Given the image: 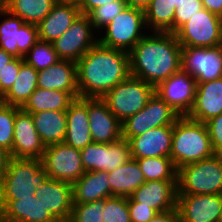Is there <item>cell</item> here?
Returning a JSON list of instances; mask_svg holds the SVG:
<instances>
[{"mask_svg": "<svg viewBox=\"0 0 222 222\" xmlns=\"http://www.w3.org/2000/svg\"><path fill=\"white\" fill-rule=\"evenodd\" d=\"M45 146L62 143L66 136V110L30 113Z\"/></svg>", "mask_w": 222, "mask_h": 222, "instance_id": "f1b7e54d", "label": "cell"}, {"mask_svg": "<svg viewBox=\"0 0 222 222\" xmlns=\"http://www.w3.org/2000/svg\"><path fill=\"white\" fill-rule=\"evenodd\" d=\"M74 100L69 92L37 88L21 109L27 113L67 110Z\"/></svg>", "mask_w": 222, "mask_h": 222, "instance_id": "f546056e", "label": "cell"}, {"mask_svg": "<svg viewBox=\"0 0 222 222\" xmlns=\"http://www.w3.org/2000/svg\"><path fill=\"white\" fill-rule=\"evenodd\" d=\"M155 94V87L129 76L111 89L102 100L109 110L121 121L142 110Z\"/></svg>", "mask_w": 222, "mask_h": 222, "instance_id": "52a82bcc", "label": "cell"}, {"mask_svg": "<svg viewBox=\"0 0 222 222\" xmlns=\"http://www.w3.org/2000/svg\"><path fill=\"white\" fill-rule=\"evenodd\" d=\"M38 88L69 92L79 98L76 62L59 60L56 64L38 72Z\"/></svg>", "mask_w": 222, "mask_h": 222, "instance_id": "d4e9b609", "label": "cell"}, {"mask_svg": "<svg viewBox=\"0 0 222 222\" xmlns=\"http://www.w3.org/2000/svg\"><path fill=\"white\" fill-rule=\"evenodd\" d=\"M20 107L0 104V148L6 150L12 158V144L16 113Z\"/></svg>", "mask_w": 222, "mask_h": 222, "instance_id": "d590c367", "label": "cell"}, {"mask_svg": "<svg viewBox=\"0 0 222 222\" xmlns=\"http://www.w3.org/2000/svg\"><path fill=\"white\" fill-rule=\"evenodd\" d=\"M57 2L58 0H6L3 5L25 23L38 25Z\"/></svg>", "mask_w": 222, "mask_h": 222, "instance_id": "d6a6232c", "label": "cell"}, {"mask_svg": "<svg viewBox=\"0 0 222 222\" xmlns=\"http://www.w3.org/2000/svg\"><path fill=\"white\" fill-rule=\"evenodd\" d=\"M60 222H72V221H70V220H64V221H60Z\"/></svg>", "mask_w": 222, "mask_h": 222, "instance_id": "db71d44e", "label": "cell"}, {"mask_svg": "<svg viewBox=\"0 0 222 222\" xmlns=\"http://www.w3.org/2000/svg\"><path fill=\"white\" fill-rule=\"evenodd\" d=\"M23 59L38 72L47 69L60 60L53 44L41 40L28 51Z\"/></svg>", "mask_w": 222, "mask_h": 222, "instance_id": "e575fe53", "label": "cell"}, {"mask_svg": "<svg viewBox=\"0 0 222 222\" xmlns=\"http://www.w3.org/2000/svg\"><path fill=\"white\" fill-rule=\"evenodd\" d=\"M41 161L50 179L73 184L85 173L80 150L64 142L46 146Z\"/></svg>", "mask_w": 222, "mask_h": 222, "instance_id": "30bf717a", "label": "cell"}, {"mask_svg": "<svg viewBox=\"0 0 222 222\" xmlns=\"http://www.w3.org/2000/svg\"><path fill=\"white\" fill-rule=\"evenodd\" d=\"M40 159L10 158L0 184V200H18L35 195L47 179Z\"/></svg>", "mask_w": 222, "mask_h": 222, "instance_id": "277c9868", "label": "cell"}, {"mask_svg": "<svg viewBox=\"0 0 222 222\" xmlns=\"http://www.w3.org/2000/svg\"><path fill=\"white\" fill-rule=\"evenodd\" d=\"M181 70L204 83L222 77V45L182 47Z\"/></svg>", "mask_w": 222, "mask_h": 222, "instance_id": "4fadbf2b", "label": "cell"}, {"mask_svg": "<svg viewBox=\"0 0 222 222\" xmlns=\"http://www.w3.org/2000/svg\"><path fill=\"white\" fill-rule=\"evenodd\" d=\"M24 59L14 58L1 72H0V95L3 97L9 89L13 86L21 64Z\"/></svg>", "mask_w": 222, "mask_h": 222, "instance_id": "60d3db41", "label": "cell"}, {"mask_svg": "<svg viewBox=\"0 0 222 222\" xmlns=\"http://www.w3.org/2000/svg\"><path fill=\"white\" fill-rule=\"evenodd\" d=\"M127 6L144 10L151 0H124Z\"/></svg>", "mask_w": 222, "mask_h": 222, "instance_id": "c3c4849f", "label": "cell"}, {"mask_svg": "<svg viewBox=\"0 0 222 222\" xmlns=\"http://www.w3.org/2000/svg\"><path fill=\"white\" fill-rule=\"evenodd\" d=\"M80 152L85 172H109L131 159L129 142L124 138L112 143L93 142L86 145Z\"/></svg>", "mask_w": 222, "mask_h": 222, "instance_id": "5bb4252c", "label": "cell"}, {"mask_svg": "<svg viewBox=\"0 0 222 222\" xmlns=\"http://www.w3.org/2000/svg\"><path fill=\"white\" fill-rule=\"evenodd\" d=\"M97 43L98 35L89 16L80 14L69 29L52 44L60 60H69L77 63Z\"/></svg>", "mask_w": 222, "mask_h": 222, "instance_id": "8fae6325", "label": "cell"}, {"mask_svg": "<svg viewBox=\"0 0 222 222\" xmlns=\"http://www.w3.org/2000/svg\"><path fill=\"white\" fill-rule=\"evenodd\" d=\"M215 154L222 155V113L205 123Z\"/></svg>", "mask_w": 222, "mask_h": 222, "instance_id": "b9f144b4", "label": "cell"}, {"mask_svg": "<svg viewBox=\"0 0 222 222\" xmlns=\"http://www.w3.org/2000/svg\"><path fill=\"white\" fill-rule=\"evenodd\" d=\"M173 125L155 127L128 140L132 159L170 157Z\"/></svg>", "mask_w": 222, "mask_h": 222, "instance_id": "ffe728a7", "label": "cell"}, {"mask_svg": "<svg viewBox=\"0 0 222 222\" xmlns=\"http://www.w3.org/2000/svg\"><path fill=\"white\" fill-rule=\"evenodd\" d=\"M0 222H23V221L19 219L7 217L0 212Z\"/></svg>", "mask_w": 222, "mask_h": 222, "instance_id": "f907efd6", "label": "cell"}, {"mask_svg": "<svg viewBox=\"0 0 222 222\" xmlns=\"http://www.w3.org/2000/svg\"><path fill=\"white\" fill-rule=\"evenodd\" d=\"M203 8L207 9L209 12L217 14L220 16L222 14V0H201Z\"/></svg>", "mask_w": 222, "mask_h": 222, "instance_id": "bcb514c9", "label": "cell"}, {"mask_svg": "<svg viewBox=\"0 0 222 222\" xmlns=\"http://www.w3.org/2000/svg\"><path fill=\"white\" fill-rule=\"evenodd\" d=\"M2 103V96L0 95V104Z\"/></svg>", "mask_w": 222, "mask_h": 222, "instance_id": "11a10c76", "label": "cell"}, {"mask_svg": "<svg viewBox=\"0 0 222 222\" xmlns=\"http://www.w3.org/2000/svg\"><path fill=\"white\" fill-rule=\"evenodd\" d=\"M80 14L77 3L58 1L37 25L39 40L53 43L69 29Z\"/></svg>", "mask_w": 222, "mask_h": 222, "instance_id": "cb8c5ba5", "label": "cell"}, {"mask_svg": "<svg viewBox=\"0 0 222 222\" xmlns=\"http://www.w3.org/2000/svg\"><path fill=\"white\" fill-rule=\"evenodd\" d=\"M103 222H131L128 197L105 198Z\"/></svg>", "mask_w": 222, "mask_h": 222, "instance_id": "f35d334b", "label": "cell"}, {"mask_svg": "<svg viewBox=\"0 0 222 222\" xmlns=\"http://www.w3.org/2000/svg\"><path fill=\"white\" fill-rule=\"evenodd\" d=\"M131 222H149L158 212L151 207L141 205L128 197Z\"/></svg>", "mask_w": 222, "mask_h": 222, "instance_id": "7bdbcfd3", "label": "cell"}, {"mask_svg": "<svg viewBox=\"0 0 222 222\" xmlns=\"http://www.w3.org/2000/svg\"><path fill=\"white\" fill-rule=\"evenodd\" d=\"M130 51V76L156 87L181 70L182 46L175 34L150 32Z\"/></svg>", "mask_w": 222, "mask_h": 222, "instance_id": "7a4b0ae2", "label": "cell"}, {"mask_svg": "<svg viewBox=\"0 0 222 222\" xmlns=\"http://www.w3.org/2000/svg\"><path fill=\"white\" fill-rule=\"evenodd\" d=\"M146 181L177 180L178 169L171 157L135 159Z\"/></svg>", "mask_w": 222, "mask_h": 222, "instance_id": "836d02e7", "label": "cell"}, {"mask_svg": "<svg viewBox=\"0 0 222 222\" xmlns=\"http://www.w3.org/2000/svg\"><path fill=\"white\" fill-rule=\"evenodd\" d=\"M201 9H203L201 0H177L174 14V33Z\"/></svg>", "mask_w": 222, "mask_h": 222, "instance_id": "ab89813d", "label": "cell"}, {"mask_svg": "<svg viewBox=\"0 0 222 222\" xmlns=\"http://www.w3.org/2000/svg\"><path fill=\"white\" fill-rule=\"evenodd\" d=\"M4 7L3 2L0 0V10ZM1 18V16H0Z\"/></svg>", "mask_w": 222, "mask_h": 222, "instance_id": "f5cc1de1", "label": "cell"}, {"mask_svg": "<svg viewBox=\"0 0 222 222\" xmlns=\"http://www.w3.org/2000/svg\"><path fill=\"white\" fill-rule=\"evenodd\" d=\"M222 113V77L197 83L195 101L188 118L206 123Z\"/></svg>", "mask_w": 222, "mask_h": 222, "instance_id": "7402d4cb", "label": "cell"}, {"mask_svg": "<svg viewBox=\"0 0 222 222\" xmlns=\"http://www.w3.org/2000/svg\"><path fill=\"white\" fill-rule=\"evenodd\" d=\"M130 197L158 213L176 209L177 180L145 181Z\"/></svg>", "mask_w": 222, "mask_h": 222, "instance_id": "44dd1931", "label": "cell"}, {"mask_svg": "<svg viewBox=\"0 0 222 222\" xmlns=\"http://www.w3.org/2000/svg\"><path fill=\"white\" fill-rule=\"evenodd\" d=\"M114 1H124V0H79L77 3L81 14L88 15L92 10L102 5L112 3Z\"/></svg>", "mask_w": 222, "mask_h": 222, "instance_id": "ee69618b", "label": "cell"}, {"mask_svg": "<svg viewBox=\"0 0 222 222\" xmlns=\"http://www.w3.org/2000/svg\"><path fill=\"white\" fill-rule=\"evenodd\" d=\"M177 0H151L144 9L148 33L170 32L174 34V14Z\"/></svg>", "mask_w": 222, "mask_h": 222, "instance_id": "1f68e13d", "label": "cell"}, {"mask_svg": "<svg viewBox=\"0 0 222 222\" xmlns=\"http://www.w3.org/2000/svg\"><path fill=\"white\" fill-rule=\"evenodd\" d=\"M0 48L14 58L23 59L28 51L39 41L38 27L25 23L4 7L0 10Z\"/></svg>", "mask_w": 222, "mask_h": 222, "instance_id": "9c48e42d", "label": "cell"}, {"mask_svg": "<svg viewBox=\"0 0 222 222\" xmlns=\"http://www.w3.org/2000/svg\"><path fill=\"white\" fill-rule=\"evenodd\" d=\"M174 34L182 47H216L222 45V20L203 8Z\"/></svg>", "mask_w": 222, "mask_h": 222, "instance_id": "ba28073f", "label": "cell"}, {"mask_svg": "<svg viewBox=\"0 0 222 222\" xmlns=\"http://www.w3.org/2000/svg\"><path fill=\"white\" fill-rule=\"evenodd\" d=\"M177 194H222V155L179 168Z\"/></svg>", "mask_w": 222, "mask_h": 222, "instance_id": "5b68a950", "label": "cell"}, {"mask_svg": "<svg viewBox=\"0 0 222 222\" xmlns=\"http://www.w3.org/2000/svg\"><path fill=\"white\" fill-rule=\"evenodd\" d=\"M10 158V154L6 150L0 148V184L7 170V164Z\"/></svg>", "mask_w": 222, "mask_h": 222, "instance_id": "7dc6e473", "label": "cell"}, {"mask_svg": "<svg viewBox=\"0 0 222 222\" xmlns=\"http://www.w3.org/2000/svg\"><path fill=\"white\" fill-rule=\"evenodd\" d=\"M145 28L144 10L126 6L99 32L102 34L98 37V43L107 48L129 52L146 35Z\"/></svg>", "mask_w": 222, "mask_h": 222, "instance_id": "8992f818", "label": "cell"}, {"mask_svg": "<svg viewBox=\"0 0 222 222\" xmlns=\"http://www.w3.org/2000/svg\"><path fill=\"white\" fill-rule=\"evenodd\" d=\"M196 85L194 77L180 70L159 83L155 94L179 116H187L195 101Z\"/></svg>", "mask_w": 222, "mask_h": 222, "instance_id": "9a60e30c", "label": "cell"}, {"mask_svg": "<svg viewBox=\"0 0 222 222\" xmlns=\"http://www.w3.org/2000/svg\"><path fill=\"white\" fill-rule=\"evenodd\" d=\"M126 6L124 1H114L92 10L88 16L96 33L99 34Z\"/></svg>", "mask_w": 222, "mask_h": 222, "instance_id": "8d00e7d4", "label": "cell"}, {"mask_svg": "<svg viewBox=\"0 0 222 222\" xmlns=\"http://www.w3.org/2000/svg\"><path fill=\"white\" fill-rule=\"evenodd\" d=\"M0 212L23 222H58L35 195L18 200H0Z\"/></svg>", "mask_w": 222, "mask_h": 222, "instance_id": "4316f807", "label": "cell"}, {"mask_svg": "<svg viewBox=\"0 0 222 222\" xmlns=\"http://www.w3.org/2000/svg\"><path fill=\"white\" fill-rule=\"evenodd\" d=\"M180 222H222V194H177Z\"/></svg>", "mask_w": 222, "mask_h": 222, "instance_id": "2e32d148", "label": "cell"}, {"mask_svg": "<svg viewBox=\"0 0 222 222\" xmlns=\"http://www.w3.org/2000/svg\"><path fill=\"white\" fill-rule=\"evenodd\" d=\"M35 197L58 222L70 219L73 208L72 184L47 178L37 186Z\"/></svg>", "mask_w": 222, "mask_h": 222, "instance_id": "ac0fdd59", "label": "cell"}, {"mask_svg": "<svg viewBox=\"0 0 222 222\" xmlns=\"http://www.w3.org/2000/svg\"><path fill=\"white\" fill-rule=\"evenodd\" d=\"M14 59L11 54H8L0 48V72Z\"/></svg>", "mask_w": 222, "mask_h": 222, "instance_id": "681fc988", "label": "cell"}, {"mask_svg": "<svg viewBox=\"0 0 222 222\" xmlns=\"http://www.w3.org/2000/svg\"><path fill=\"white\" fill-rule=\"evenodd\" d=\"M104 199L89 203H73L70 221L103 222Z\"/></svg>", "mask_w": 222, "mask_h": 222, "instance_id": "74e56055", "label": "cell"}, {"mask_svg": "<svg viewBox=\"0 0 222 222\" xmlns=\"http://www.w3.org/2000/svg\"><path fill=\"white\" fill-rule=\"evenodd\" d=\"M215 153L205 123L180 116L173 125L170 157L177 169Z\"/></svg>", "mask_w": 222, "mask_h": 222, "instance_id": "3957f363", "label": "cell"}, {"mask_svg": "<svg viewBox=\"0 0 222 222\" xmlns=\"http://www.w3.org/2000/svg\"><path fill=\"white\" fill-rule=\"evenodd\" d=\"M37 88L38 71L24 61L13 86L2 97V102L21 108Z\"/></svg>", "mask_w": 222, "mask_h": 222, "instance_id": "4dcf8cb0", "label": "cell"}, {"mask_svg": "<svg viewBox=\"0 0 222 222\" xmlns=\"http://www.w3.org/2000/svg\"><path fill=\"white\" fill-rule=\"evenodd\" d=\"M73 203H89L111 197L108 172L86 171L72 184Z\"/></svg>", "mask_w": 222, "mask_h": 222, "instance_id": "484cf974", "label": "cell"}, {"mask_svg": "<svg viewBox=\"0 0 222 222\" xmlns=\"http://www.w3.org/2000/svg\"><path fill=\"white\" fill-rule=\"evenodd\" d=\"M180 116L156 94L138 113L122 122V138L129 140L144 132L167 125H174Z\"/></svg>", "mask_w": 222, "mask_h": 222, "instance_id": "7c38bea8", "label": "cell"}, {"mask_svg": "<svg viewBox=\"0 0 222 222\" xmlns=\"http://www.w3.org/2000/svg\"><path fill=\"white\" fill-rule=\"evenodd\" d=\"M111 197H130L146 180L138 162L130 159L125 164L108 172Z\"/></svg>", "mask_w": 222, "mask_h": 222, "instance_id": "83f0119b", "label": "cell"}, {"mask_svg": "<svg viewBox=\"0 0 222 222\" xmlns=\"http://www.w3.org/2000/svg\"><path fill=\"white\" fill-rule=\"evenodd\" d=\"M149 222H180L178 209L157 213Z\"/></svg>", "mask_w": 222, "mask_h": 222, "instance_id": "f6af8a7d", "label": "cell"}, {"mask_svg": "<svg viewBox=\"0 0 222 222\" xmlns=\"http://www.w3.org/2000/svg\"><path fill=\"white\" fill-rule=\"evenodd\" d=\"M88 119L94 143H112L122 138V122L98 98H88Z\"/></svg>", "mask_w": 222, "mask_h": 222, "instance_id": "d6986e66", "label": "cell"}, {"mask_svg": "<svg viewBox=\"0 0 222 222\" xmlns=\"http://www.w3.org/2000/svg\"><path fill=\"white\" fill-rule=\"evenodd\" d=\"M46 149L38 135L32 115L20 109L16 113L12 144V158L40 159Z\"/></svg>", "mask_w": 222, "mask_h": 222, "instance_id": "e0dca14e", "label": "cell"}, {"mask_svg": "<svg viewBox=\"0 0 222 222\" xmlns=\"http://www.w3.org/2000/svg\"><path fill=\"white\" fill-rule=\"evenodd\" d=\"M64 143L79 150L93 143L88 119V98L75 99L66 110Z\"/></svg>", "mask_w": 222, "mask_h": 222, "instance_id": "603a6c76", "label": "cell"}, {"mask_svg": "<svg viewBox=\"0 0 222 222\" xmlns=\"http://www.w3.org/2000/svg\"><path fill=\"white\" fill-rule=\"evenodd\" d=\"M58 1H61V2H74V3H78L79 0H58Z\"/></svg>", "mask_w": 222, "mask_h": 222, "instance_id": "816d5d0a", "label": "cell"}, {"mask_svg": "<svg viewBox=\"0 0 222 222\" xmlns=\"http://www.w3.org/2000/svg\"><path fill=\"white\" fill-rule=\"evenodd\" d=\"M79 97L102 99L130 76L129 52L99 43L76 63Z\"/></svg>", "mask_w": 222, "mask_h": 222, "instance_id": "6da1fadb", "label": "cell"}]
</instances>
